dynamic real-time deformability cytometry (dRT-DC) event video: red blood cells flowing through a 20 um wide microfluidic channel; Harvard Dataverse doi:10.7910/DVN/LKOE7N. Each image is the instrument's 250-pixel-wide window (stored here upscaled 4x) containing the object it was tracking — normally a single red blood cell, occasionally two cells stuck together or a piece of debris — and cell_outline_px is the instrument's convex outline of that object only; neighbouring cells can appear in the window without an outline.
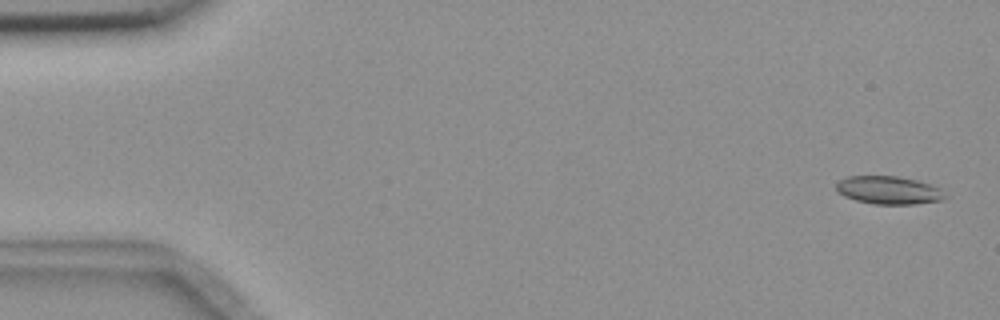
{"species": "common noctule bat (a hibernating species)", "species_latin": "Nyctalus noctula", "temperature_condition": "room temperature", "stored_images_in_passage": 6, "camera_frame_rate_fps": 3000, "um_per_image_px": 0.085, "animal": {"sex": "female", "body_mass_g": 18.4}, "frame": {"image": 1, "passage_image": 1, "time_ms": 0.0, "image_size_px": [1000, 320], "cell_outline_px": [[948, 196], [944, 200], [916, 204], [872, 204], [856, 200], [844, 196], [836, 192], [836, 184], [840, 180], [848, 176], [896, 176], [916, 180], [940, 188]], "centroid_in_image_um": [75.54, 16.17], "position_along_channel_um": 9.5, "area_um2": 17.86}}
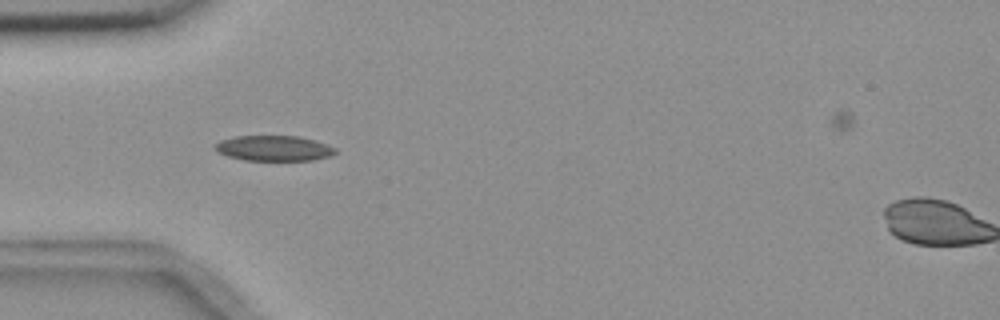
{"frame": {"image": 2, "passage_image": 5, "time_ms": 5.0, "image_size_px": [1000, 320], "cell_outline_px": [[336, 152], [328, 156], [312, 160], [244, 160], [228, 156], [212, 148], [220, 140], [236, 136], [296, 136], [316, 140], [328, 144], [336, 148]], "centroid_in_image_um": [23.28, 12.59], "position_along_channel_um": 61.7, "area_um2": 17.69}}